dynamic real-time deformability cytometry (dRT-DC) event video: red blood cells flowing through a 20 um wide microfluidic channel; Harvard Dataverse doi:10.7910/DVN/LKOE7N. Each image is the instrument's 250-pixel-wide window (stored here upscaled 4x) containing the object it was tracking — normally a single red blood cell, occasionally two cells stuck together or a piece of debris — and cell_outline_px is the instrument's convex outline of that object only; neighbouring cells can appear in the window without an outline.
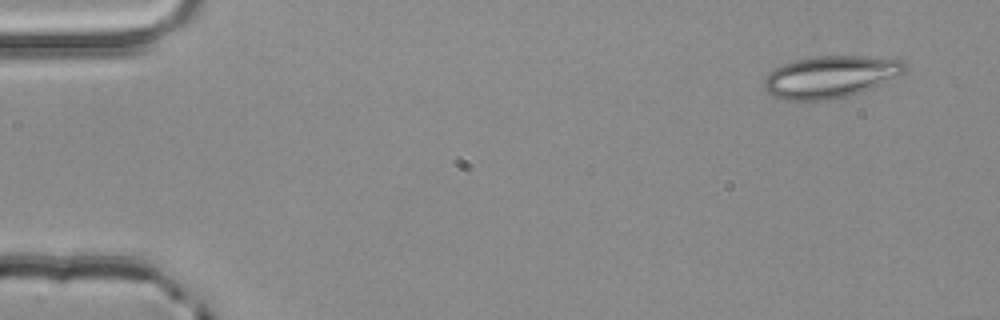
{"species": "common noctule bat (a hibernating species)", "species_latin": "Nyctalus noctula", "temperature_condition": "room temperature", "stored_images_in_passage": 4, "camera_frame_rate_fps": 3000, "um_per_image_px": 0.085, "animal": {"sex": "male", "body_mass_g": 20.4}, "frame": {"image": 1, "passage_image": 1, "time_ms": 0.0, "image_size_px": [1000, 320], "cell_outline_px": [[908, 68], [904, 72], [872, 88], [848, 96], [828, 100], [784, 100], [772, 96], [764, 88], [764, 76], [768, 72], [784, 64], [796, 60], [816, 56], [864, 56], [904, 60]], "centroid_in_image_um": [70.57, 6.53], "position_along_channel_um": 14.4, "area_um2": 34.45}}